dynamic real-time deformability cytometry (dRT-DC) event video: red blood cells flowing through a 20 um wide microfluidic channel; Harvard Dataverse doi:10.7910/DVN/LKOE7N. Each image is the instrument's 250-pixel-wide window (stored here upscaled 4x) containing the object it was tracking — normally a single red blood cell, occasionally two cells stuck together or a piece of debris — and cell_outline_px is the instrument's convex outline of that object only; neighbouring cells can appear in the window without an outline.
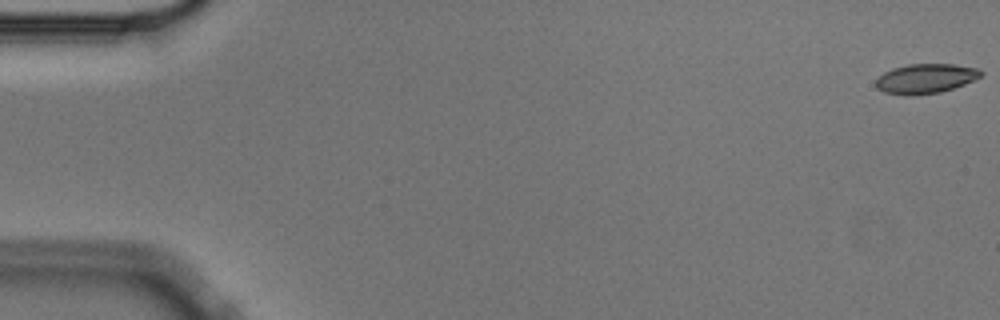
{"species": "Egyptian fruit bat (a non-hibernating species)", "species_latin": "Rousettus aegyptiacus", "temperature_condition": "cold", "stored_images_in_passage": 56, "camera_frame_rate_fps": 3000, "um_per_image_px": 0.085, "animal": {"sex": "male"}, "frame": {"image": 1, "passage_image": 1, "time_ms": 0.0, "image_size_px": [1000, 320], "cell_outline_px": [[984, 72], [980, 76], [964, 84], [940, 92], [912, 96], [904, 96], [884, 92], [876, 88], [876, 80], [884, 72], [892, 68], [908, 64], [952, 64], [980, 68]], "centroid_in_image_um": [78.65, 6.68], "position_along_channel_um": 6.3, "area_um2": 18.21}}
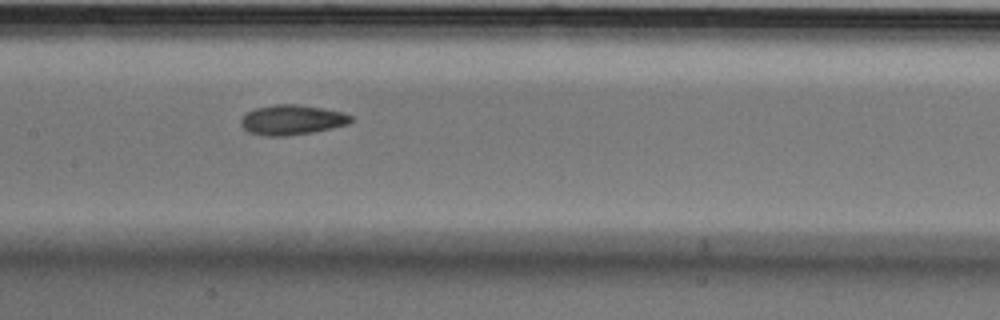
{"frame": {"image": 2, "passage_image": 28, "time_ms": 9.0, "image_size_px": [1000, 320], "cell_outline_px": [[352, 120], [348, 124], [332, 128], [312, 132], [288, 136], [264, 136], [248, 132], [240, 124], [240, 120], [248, 112], [256, 108], [276, 104], [296, 104], [320, 108], [340, 112], [352, 116]], "centroid_in_image_um": [24.79, 10.2], "position_along_channel_um": 182.6, "area_um2": 19.02}}
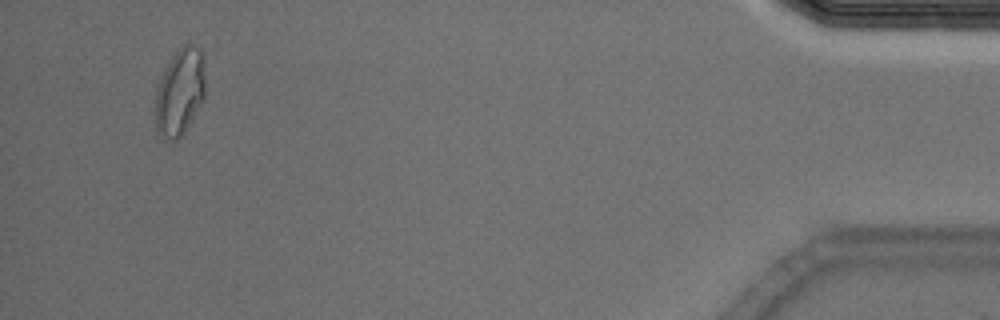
{"frame": {"image": 3, "passage_image": 54, "time_ms": 17.667, "image_size_px": [1000, 320], "cell_outline_px": [[204, 100], [184, 132], [176, 140], [168, 140], [156, 132], [152, 112], [156, 88], [172, 56], [188, 40], [200, 48], [204, 60]], "centroid_in_image_um": [15.25, 7.83], "position_along_channel_um": 419.9, "area_um2": 25.89}, "authors_computed_cell_mechanics": {"area_um2": 19.0162, "velocity_mm_per_s": 3.5915, "shape_relaxation_time_tau1_ms": 4.5462, "shape_relaxation_time_tau2_ms": 3.0617, "deformation_change_tau1": 0.1481, "deformation_change_tau2": 0.0939}}